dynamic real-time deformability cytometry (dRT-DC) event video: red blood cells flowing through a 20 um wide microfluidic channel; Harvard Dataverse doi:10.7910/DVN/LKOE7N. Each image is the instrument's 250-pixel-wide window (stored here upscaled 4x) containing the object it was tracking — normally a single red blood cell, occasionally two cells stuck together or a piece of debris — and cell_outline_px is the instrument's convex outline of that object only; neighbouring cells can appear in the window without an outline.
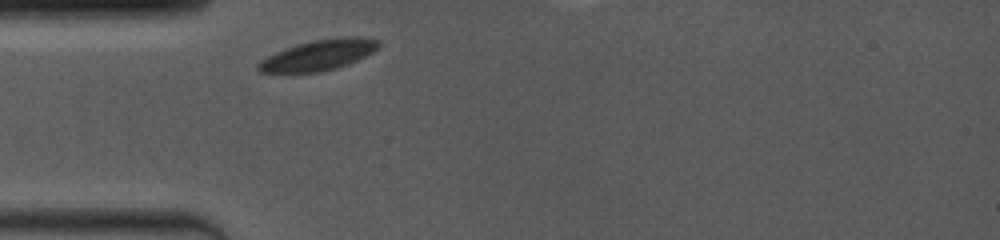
{"species": "common noctule bat (a hibernating species)", "species_latin": "Nyctalus noctula", "temperature_condition": "room temperature", "stored_images_in_passage": 1, "camera_frame_rate_fps": 4000, "um_per_image_px": 0.085, "animal": {"sex": "female", "body_mass_g": 19.0, "forearm_length_mm": 53.3}, "frame": {"image": 1, "passage_image": 1, "time_ms": 0.0, "image_size_px": [1000, 240], "cell_outline_px": [[380, 44], [372, 52], [356, 60], [336, 68], [320, 72], [260, 72], [256, 68], [256, 64], [268, 56], [276, 52], [312, 40], [340, 36], [360, 36], [380, 40]], "centroid_in_image_um": [27.11, 4.66], "position_along_channel_um": 57.9, "area_um2": 21.15}}